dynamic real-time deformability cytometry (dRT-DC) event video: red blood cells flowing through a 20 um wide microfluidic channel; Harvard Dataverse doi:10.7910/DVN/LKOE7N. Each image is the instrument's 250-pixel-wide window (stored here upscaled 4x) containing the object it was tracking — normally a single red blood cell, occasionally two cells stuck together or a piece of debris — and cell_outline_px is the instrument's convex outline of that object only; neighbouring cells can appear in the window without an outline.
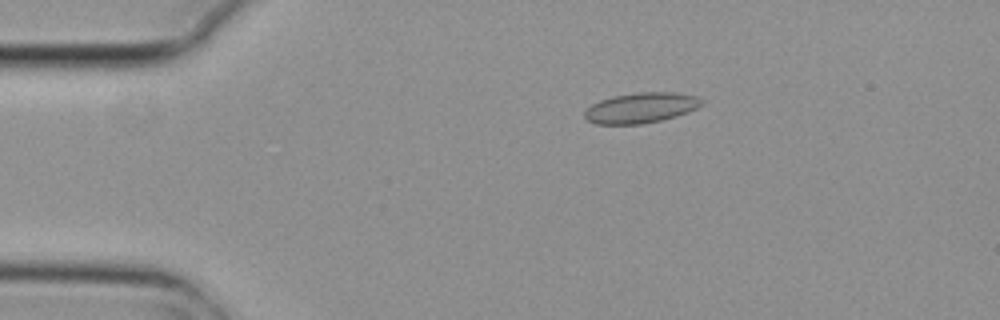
{"species": "common noctule bat (a hibernating species)", "species_latin": "Nyctalus noctula", "temperature_condition": "cold", "stored_images_in_passage": 10, "camera_frame_rate_fps": 3000, "um_per_image_px": 0.085, "animal": {"sex": "female", "body_mass_g": 29.2, "forearm_length_mm": 56.3}, "frame": {"image": 1, "passage_image": 3, "time_ms": 0.667, "image_size_px": [1000, 320], "cell_outline_px": [[704, 104], [688, 112], [676, 116], [660, 120], [640, 124], [596, 124], [588, 120], [584, 116], [584, 112], [592, 104], [600, 100], [612, 96], [636, 92], [676, 92], [696, 96], [704, 100]], "centroid_in_image_um": [54.5, 9.15], "position_along_channel_um": 30.5, "area_um2": 20.75}}
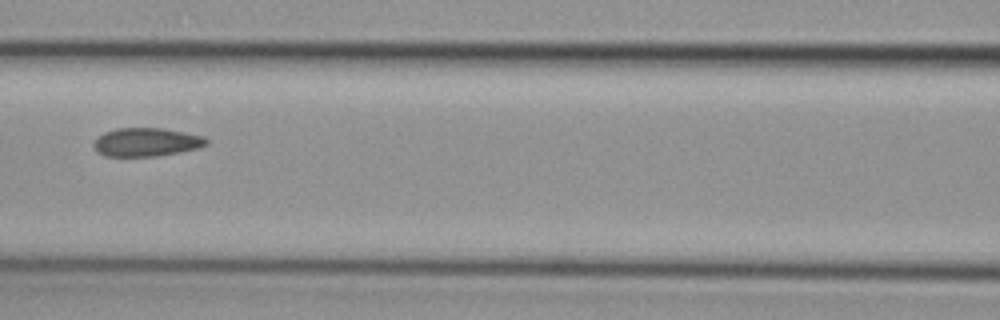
{"frame": {"image": 2, "passage_image": 7, "time_ms": 2.0, "image_size_px": [1000, 320], "cell_outline_px": [[208, 144], [200, 148], [180, 152], [156, 156], [104, 156], [96, 152], [92, 144], [104, 132], [116, 128], [164, 128], [204, 136], [208, 140]], "centroid_in_image_um": [12.45, 12.08], "position_along_channel_um": 154.1, "area_um2": 18.84}}
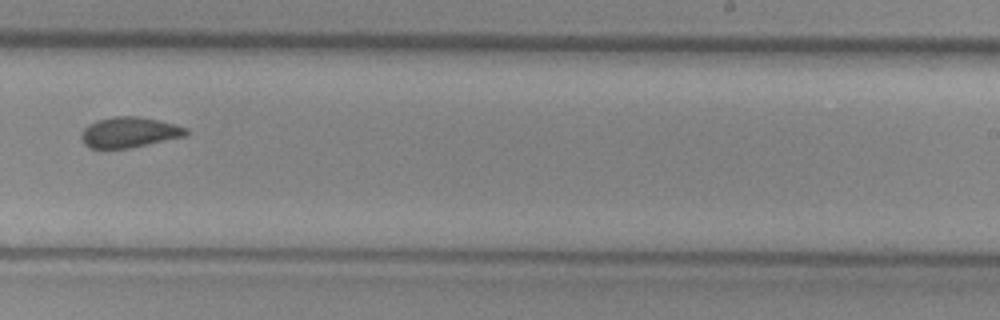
{"frame": {"image": 3, "passage_image": 10, "time_ms": 3.0, "image_size_px": [1000, 320], "cell_outline_px": [[188, 136], [128, 148], [92, 148], [84, 144], [80, 136], [84, 128], [88, 124], [112, 116], [136, 116], [160, 120], [188, 128]], "centroid_in_image_um": [11.02, 11.24], "position_along_channel_um": 278.0, "area_um2": 18.61}}